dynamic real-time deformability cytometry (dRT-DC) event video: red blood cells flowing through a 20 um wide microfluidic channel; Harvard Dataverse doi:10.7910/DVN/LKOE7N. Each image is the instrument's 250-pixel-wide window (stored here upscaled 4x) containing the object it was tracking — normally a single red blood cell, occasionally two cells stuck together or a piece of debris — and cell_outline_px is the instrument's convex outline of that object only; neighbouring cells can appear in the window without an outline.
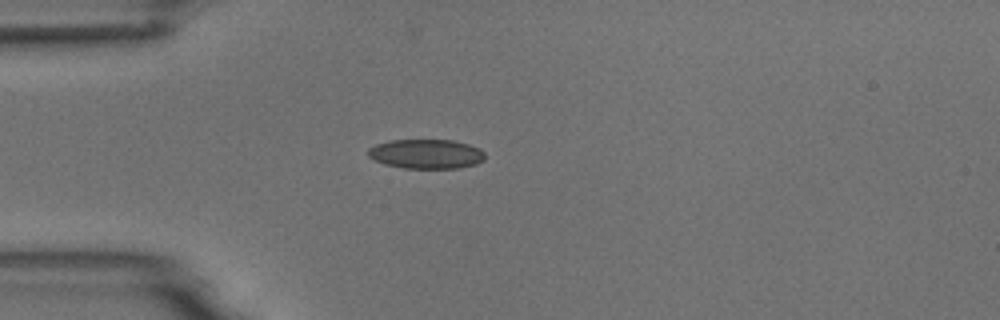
{"species": "common noctule bat (a hibernating species)", "species_latin": "Nyctalus noctula", "temperature_condition": "room temperature", "stored_images_in_passage": 2, "camera_frame_rate_fps": 3000, "um_per_image_px": 0.085, "animal": {"sex": "male", "body_mass_g": 18.8}, "frame": {"image": 1, "passage_image": 1, "time_ms": 0.0, "image_size_px": [1000, 320], "cell_outline_px": [[484, 160], [476, 164], [460, 168], [404, 168], [384, 164], [368, 156], [368, 148], [376, 144], [388, 140], [452, 140], [468, 144], [480, 148], [484, 152]], "centroid_in_image_um": [36.23, 13.08], "position_along_channel_um": 48.8, "area_um2": 20.11}}